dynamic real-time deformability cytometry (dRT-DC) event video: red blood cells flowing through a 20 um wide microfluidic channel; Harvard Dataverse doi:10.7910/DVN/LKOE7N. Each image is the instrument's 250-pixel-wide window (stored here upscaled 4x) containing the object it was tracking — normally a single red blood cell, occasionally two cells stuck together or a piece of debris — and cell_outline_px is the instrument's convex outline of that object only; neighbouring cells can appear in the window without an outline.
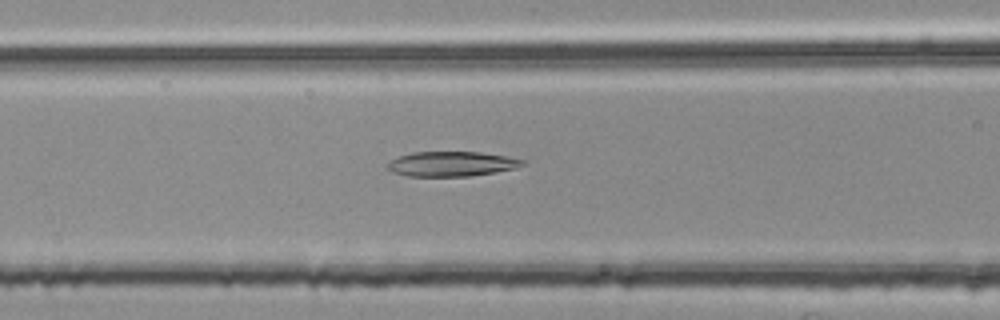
{"species": "common noctule bat (a hibernating species)", "species_latin": "Nyctalus noctula", "temperature_condition": "room temperature", "stored_images_in_passage": 53, "segment_of_instrument_passage": [2, 2], "camera_frame_rate_fps": 3000, "um_per_image_px": 0.085, "animal": {"sex": "female", "body_mass_g": 25.1}, "frame": {"image": 1, "passage_image": 21, "time_ms": 6.667, "image_size_px": [1000, 320], "cell_outline_px": [[528, 164], [516, 168], [496, 172], [472, 176], [408, 176], [392, 172], [388, 168], [388, 164], [392, 160], [400, 156], [412, 152], [480, 152], [528, 160]], "centroid_in_image_um": [38.47, 13.93], "position_along_channel_um": 128.1, "area_um2": 19.59}}
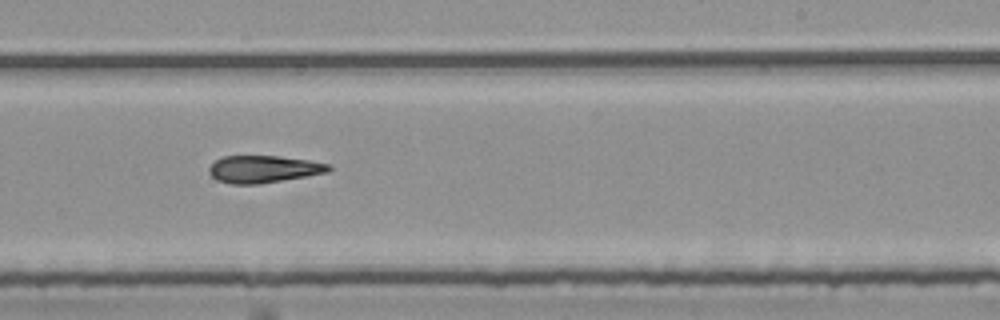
{"frame": {"image": 2, "passage_image": 32, "time_ms": 10.333, "image_size_px": [1000, 320], "cell_outline_px": [[332, 168], [328, 172], [260, 184], [232, 184], [216, 180], [208, 172], [208, 168], [220, 156], [280, 156], [308, 160], [332, 164]], "centroid_in_image_um": [22.39, 14.37], "position_along_channel_um": 266.6, "area_um2": 19.07}}
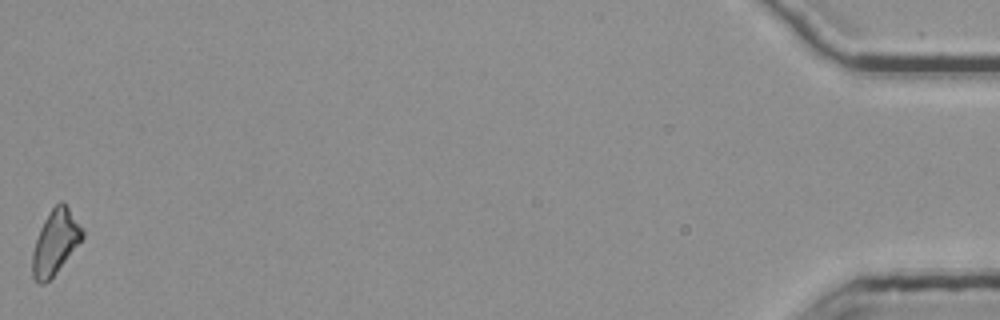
{"frame": {"image": 3, "passage_image": 53, "time_ms": 17.333, "image_size_px": [1000, 320], "cell_outline_px": [[84, 236], [56, 272], [44, 284], [40, 284], [32, 276], [32, 252], [40, 228], [44, 220], [52, 208], [60, 200], [68, 208], [84, 228]], "centroid_in_image_um": [4.69, 20.58], "position_along_channel_um": 430.5, "area_um2": 18.38}}